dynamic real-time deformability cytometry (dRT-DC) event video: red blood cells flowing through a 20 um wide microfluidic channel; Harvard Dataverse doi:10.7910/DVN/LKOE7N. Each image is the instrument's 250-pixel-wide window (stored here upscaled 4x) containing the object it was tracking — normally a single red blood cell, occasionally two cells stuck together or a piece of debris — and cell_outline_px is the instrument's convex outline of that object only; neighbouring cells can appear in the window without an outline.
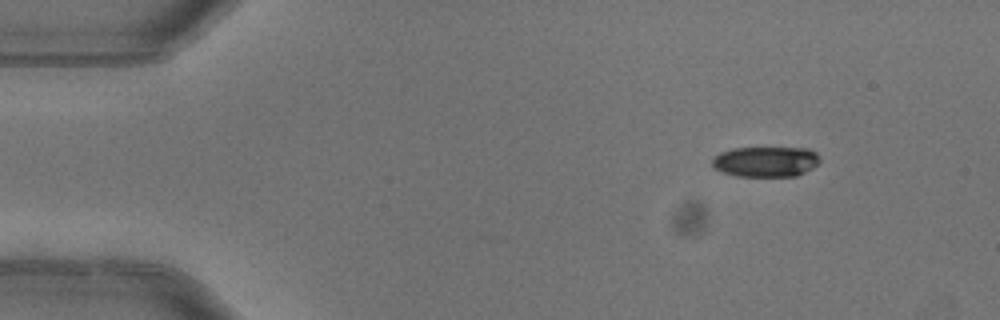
{"species": "common noctule bat (a hibernating species)", "species_latin": "Nyctalus noctula", "temperature_condition": "warm", "stored_images_in_passage": 2, "camera_frame_rate_fps": 3000, "um_per_image_px": 0.085, "animal": {"sex": "female"}, "frame": {"image": 1, "passage_image": 2, "time_ms": 0.333, "image_size_px": [1000, 320], "cell_outline_px": [[820, 160], [812, 168], [796, 176], [736, 176], [712, 168], [712, 160], [720, 152], [732, 148], [808, 148], [816, 152]], "centroid_in_image_um": [65.07, 13.73], "position_along_channel_um": 19.9, "area_um2": 19.02}}